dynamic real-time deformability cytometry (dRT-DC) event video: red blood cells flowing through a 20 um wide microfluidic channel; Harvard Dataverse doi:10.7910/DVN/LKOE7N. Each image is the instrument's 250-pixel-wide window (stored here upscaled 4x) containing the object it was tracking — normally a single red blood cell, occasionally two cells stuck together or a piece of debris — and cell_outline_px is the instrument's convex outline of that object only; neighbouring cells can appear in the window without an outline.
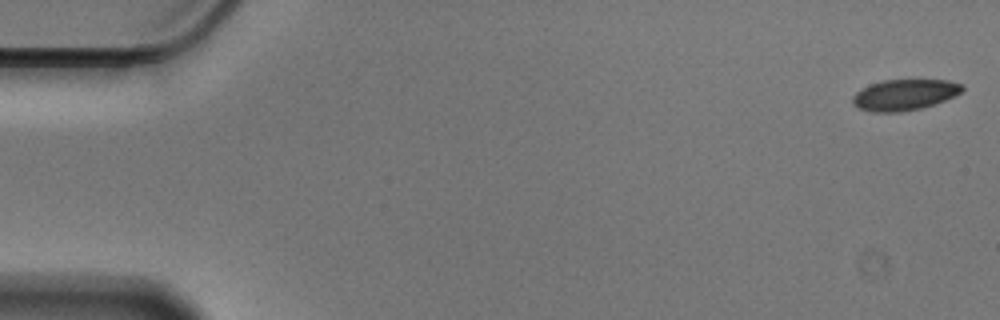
{"species": "Egyptian fruit bat (a non-hibernating species)", "species_latin": "Rousettus aegyptiacus", "temperature_condition": "cold", "stored_images_in_passage": 11, "camera_frame_rate_fps": 3000, "um_per_image_px": 0.085, "animal": {"sex": "male"}, "frame": {"image": 1, "passage_image": 1, "time_ms": 0.0, "image_size_px": [1000, 320], "cell_outline_px": [[964, 88], [960, 92], [944, 100], [920, 108], [900, 112], [872, 112], [860, 108], [852, 104], [852, 96], [860, 88], [884, 80], [948, 80], [964, 84]], "centroid_in_image_um": [76.85, 8.05], "position_along_channel_um": 8.2, "area_um2": 19.59}}